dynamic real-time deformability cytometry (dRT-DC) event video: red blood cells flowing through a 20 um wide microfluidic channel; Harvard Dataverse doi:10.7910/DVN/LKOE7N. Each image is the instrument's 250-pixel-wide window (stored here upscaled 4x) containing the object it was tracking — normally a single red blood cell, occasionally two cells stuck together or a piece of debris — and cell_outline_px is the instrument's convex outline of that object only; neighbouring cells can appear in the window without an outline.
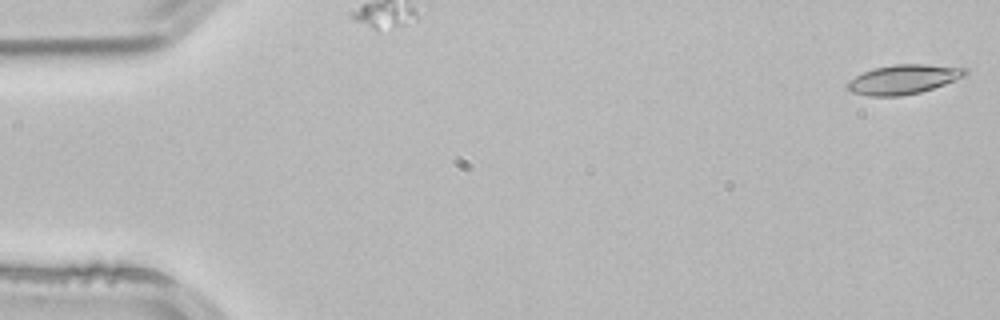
{"species": "common noctule bat (a hibernating species)", "species_latin": "Nyctalus noctula", "temperature_condition": "room temperature", "stored_images_in_passage": 4, "camera_frame_rate_fps": 3000, "um_per_image_px": 0.085, "animal": {"sex": "male", "body_mass_g": 21.5, "forearm_length_mm": 52.0}, "frame": {"image": 1, "passage_image": 1, "time_ms": 0.0, "image_size_px": [1000, 320], "cell_outline_px": [[968, 72], [964, 76], [944, 84], [920, 92], [900, 96], [868, 96], [852, 92], [848, 88], [848, 80], [864, 72], [876, 68], [896, 64], [924, 64], [968, 68]], "centroid_in_image_um": [76.8, 6.74], "position_along_channel_um": 8.2, "area_um2": 19.88}}
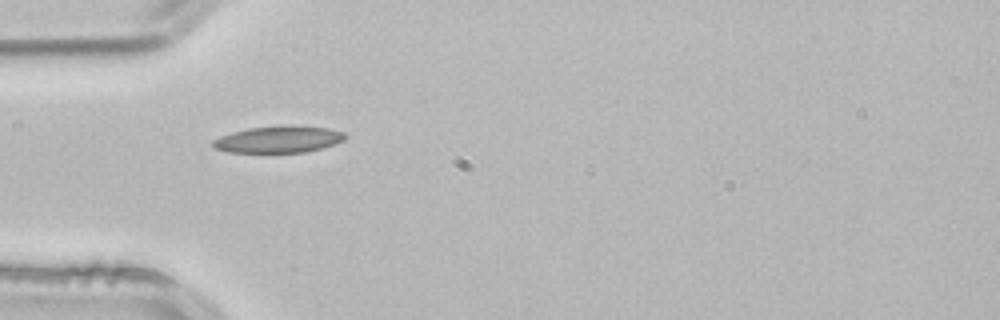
{"frame": {"image": 2, "passage_image": 4, "time_ms": 1.0, "image_size_px": [1000, 320], "cell_outline_px": [[348, 136], [344, 140], [320, 148], [304, 152], [228, 152], [212, 148], [208, 144], [212, 140], [220, 136], [232, 132], [248, 128], [280, 124], [296, 124], [328, 128], [344, 132]], "centroid_in_image_um": [23.63, 11.82], "position_along_channel_um": 61.4, "area_um2": 21.1}}